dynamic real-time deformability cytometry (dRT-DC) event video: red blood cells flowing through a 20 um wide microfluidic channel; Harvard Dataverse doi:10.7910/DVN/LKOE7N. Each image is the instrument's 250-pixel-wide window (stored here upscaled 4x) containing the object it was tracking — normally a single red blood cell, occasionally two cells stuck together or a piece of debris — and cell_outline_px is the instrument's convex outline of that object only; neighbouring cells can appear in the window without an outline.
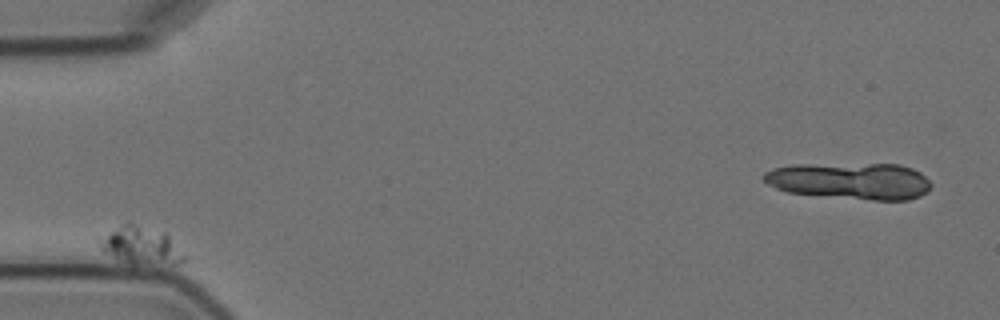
{"species": "Egyptian fruit bat (a non-hibernating species)", "species_latin": "Rousettus aegyptiacus", "temperature_condition": "cold", "stored_images_in_passage": 5, "camera_frame_rate_fps": 3000, "um_per_image_px": 0.085, "animal": {"sex": "female"}, "frame": {"image": 1, "passage_image": 1, "time_ms": 0.0, "image_size_px": [1000, 320], "cell_outline_px": [[188, 260], [176, 264], [132, 264], [120, 260], [104, 252], [100, 248], [100, 240], [128, 220], [168, 232], [188, 256]], "centroid_in_image_um": [12.12, 20.85], "position_along_channel_um": 72.9, "area_um2": 19.07}}
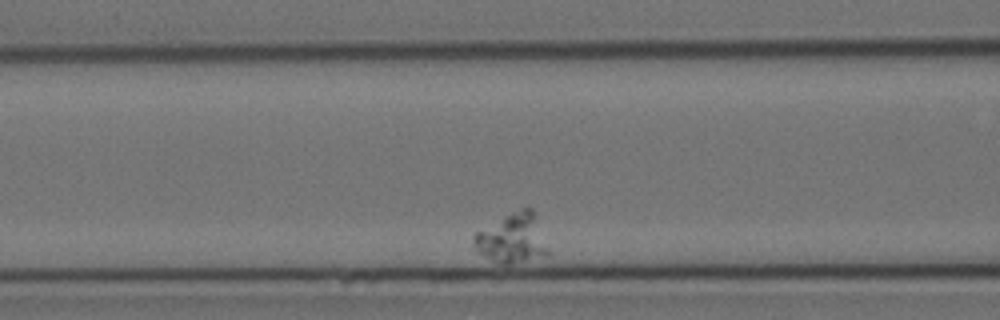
{"frame": {"image": 2, "passage_image": 3, "time_ms": 2.333, "image_size_px": [1000, 320], "cell_outline_px": [[548, 252], [524, 260], [508, 264], [500, 264], [484, 256], [476, 248], [472, 240], [472, 236], [476, 232], [520, 208], [532, 208], [536, 212], [548, 248]], "centroid_in_image_um": [43.54, 20.23], "position_along_channel_um": 123.1, "area_um2": 20.87}}
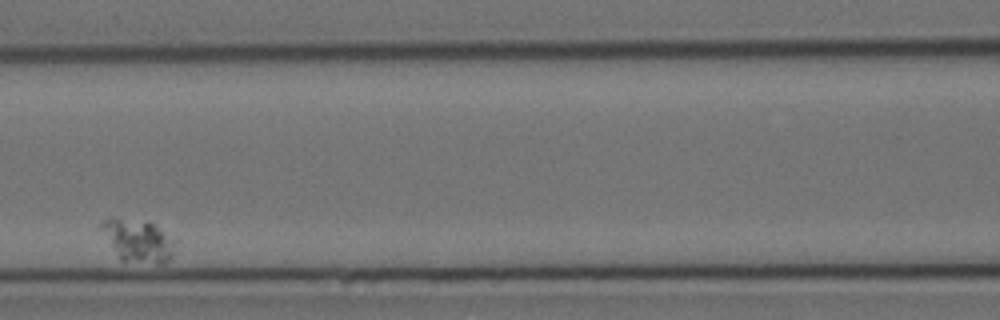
{"frame": {"image": 3, "passage_image": 4, "time_ms": 3.667, "image_size_px": [1000, 320], "cell_outline_px": [[176, 240], [172, 256], [168, 260], [160, 264], [156, 264], [120, 260], [100, 228], [100, 224], [108, 216], [152, 224]], "centroid_in_image_um": [11.72, 20.47], "position_along_channel_um": 154.9, "area_um2": 17.92}}